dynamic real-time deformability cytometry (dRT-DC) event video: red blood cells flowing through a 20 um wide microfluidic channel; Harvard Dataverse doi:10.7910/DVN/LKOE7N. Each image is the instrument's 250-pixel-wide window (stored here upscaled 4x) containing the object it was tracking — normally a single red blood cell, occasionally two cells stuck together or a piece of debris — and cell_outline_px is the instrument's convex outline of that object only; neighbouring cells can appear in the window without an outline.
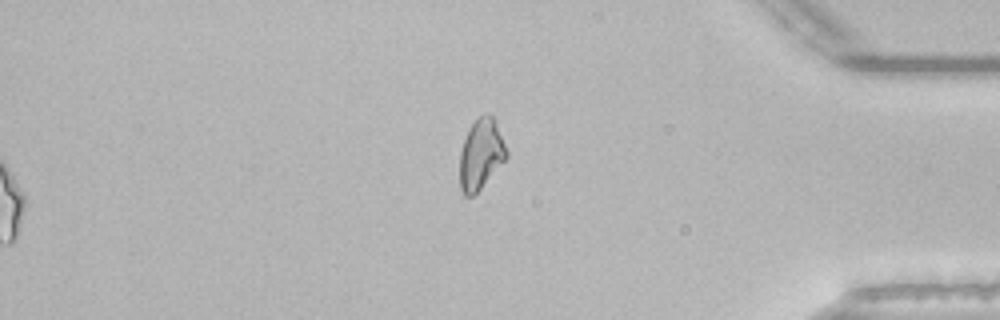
{"species": "common noctule bat (a hibernating species)", "species_latin": "Nyctalus noctula", "temperature_condition": "room temperature", "stored_images_in_passage": 44, "segment_of_instrument_passage": [2, 2], "camera_frame_rate_fps": 3000, "um_per_image_px": 0.085, "animal": {"sex": "male", "body_mass_g": 21.5, "forearm_length_mm": 52.0}, "frame": {"image": 1, "passage_image": 44, "time_ms": 14.333, "image_size_px": [1000, 320], "cell_outline_px": [[508, 156], [480, 188], [472, 196], [464, 196], [460, 188], [460, 152], [468, 128], [484, 112], [488, 112], [496, 120], [508, 152]], "centroid_in_image_um": [40.88, 13.07], "position_along_channel_um": 394.3, "area_um2": 19.07}}